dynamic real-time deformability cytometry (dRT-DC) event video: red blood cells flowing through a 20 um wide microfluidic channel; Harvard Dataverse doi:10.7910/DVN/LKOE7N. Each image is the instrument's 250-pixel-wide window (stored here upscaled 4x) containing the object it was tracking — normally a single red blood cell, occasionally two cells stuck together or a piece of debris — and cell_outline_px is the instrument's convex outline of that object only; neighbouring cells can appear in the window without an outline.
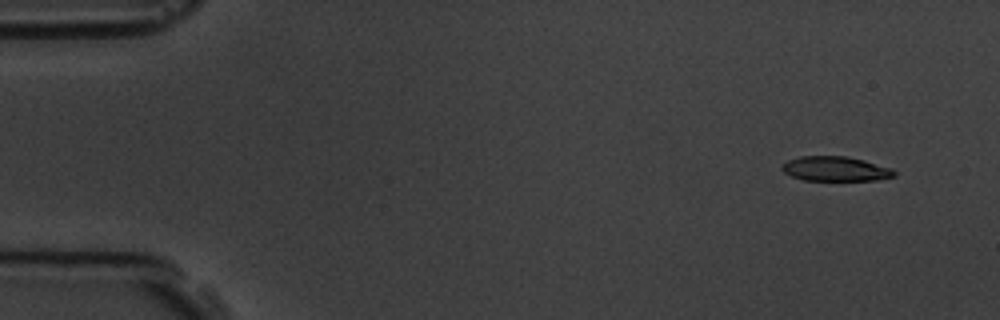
{"species": "common noctule bat (a hibernating species)", "species_latin": "Nyctalus noctula", "temperature_condition": "room temperature", "stored_images_in_passage": 9, "camera_frame_rate_fps": 3000, "um_per_image_px": 0.085, "animal": {"sex": "male", "body_mass_g": 19.5, "forearm_length_mm": 54.6}, "frame": {"image": 1, "passage_image": 1, "time_ms": 0.0, "image_size_px": [1000, 320], "cell_outline_px": [[896, 176], [880, 180], [804, 180], [792, 176], [784, 172], [780, 168], [788, 160], [800, 156], [844, 156], [864, 160], [892, 168], [896, 172]], "centroid_in_image_um": [71.05, 14.35], "position_along_channel_um": 14.0, "area_um2": 16.13}}
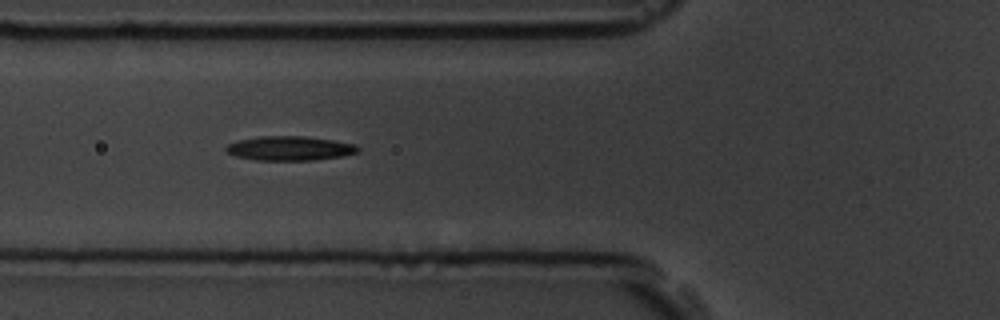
{"frame": {"image": 2, "passage_image": 6, "time_ms": 5.667, "image_size_px": [1000, 320], "cell_outline_px": [[360, 152], [344, 156], [312, 160], [256, 160], [236, 156], [228, 152], [224, 148], [228, 144], [236, 140], [256, 136], [304, 136], [332, 140], [356, 144], [360, 148]], "centroid_in_image_um": [24.64, 12.6], "position_along_channel_um": 101.2, "area_um2": 18.84}}
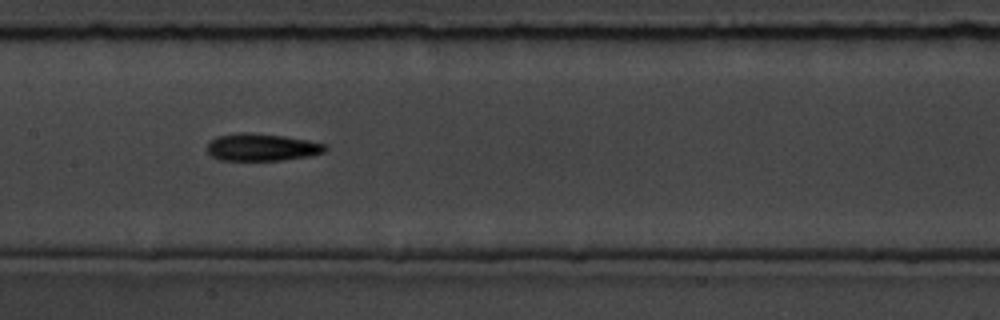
{"frame": {"image": 3, "passage_image": 8, "time_ms": 8.0, "image_size_px": [1000, 320], "cell_outline_px": [[328, 148], [324, 152], [308, 156], [284, 160], [220, 160], [212, 156], [204, 148], [208, 140], [216, 136], [240, 132], [248, 132], [284, 136], [308, 140], [324, 144]], "centroid_in_image_um": [22.18, 12.51], "position_along_channel_um": 185.2, "area_um2": 19.02}}